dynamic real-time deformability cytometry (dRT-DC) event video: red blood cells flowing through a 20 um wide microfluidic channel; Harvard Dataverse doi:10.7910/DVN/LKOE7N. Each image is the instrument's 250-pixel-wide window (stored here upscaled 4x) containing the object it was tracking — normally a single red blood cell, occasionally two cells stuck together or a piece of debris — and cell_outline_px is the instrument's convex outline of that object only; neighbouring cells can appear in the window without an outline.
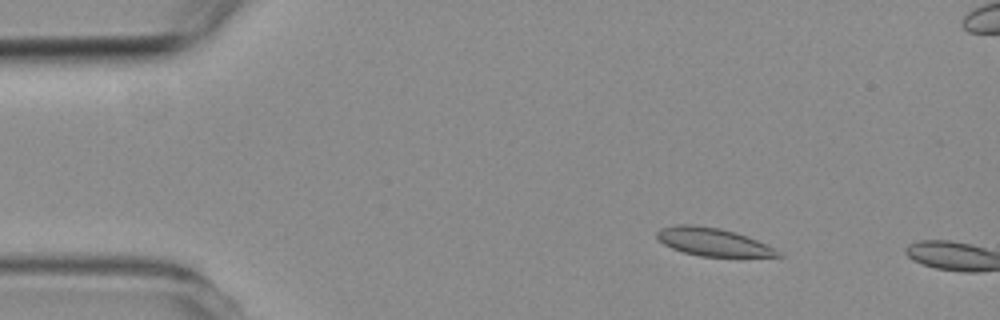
{"species": "common noctule bat (a hibernating species)", "species_latin": "Nyctalus noctula", "temperature_condition": "room temperature", "stored_images_in_passage": 3, "camera_frame_rate_fps": 3000, "um_per_image_px": 0.085, "animal": {"sex": "female", "body_mass_g": 19.3, "forearm_length_mm": 54.1}, "frame": {"image": 1, "passage_image": 2, "time_ms": 1.333, "image_size_px": [1000, 320], "cell_outline_px": [[784, 256], [700, 256], [684, 252], [672, 248], [664, 244], [656, 236], [656, 232], [660, 228], [676, 224], [692, 224], [720, 228], [736, 232], [756, 240], [780, 252]], "centroid_in_image_um": [60.54, 20.54], "position_along_channel_um": 24.5, "area_um2": 19.42}}